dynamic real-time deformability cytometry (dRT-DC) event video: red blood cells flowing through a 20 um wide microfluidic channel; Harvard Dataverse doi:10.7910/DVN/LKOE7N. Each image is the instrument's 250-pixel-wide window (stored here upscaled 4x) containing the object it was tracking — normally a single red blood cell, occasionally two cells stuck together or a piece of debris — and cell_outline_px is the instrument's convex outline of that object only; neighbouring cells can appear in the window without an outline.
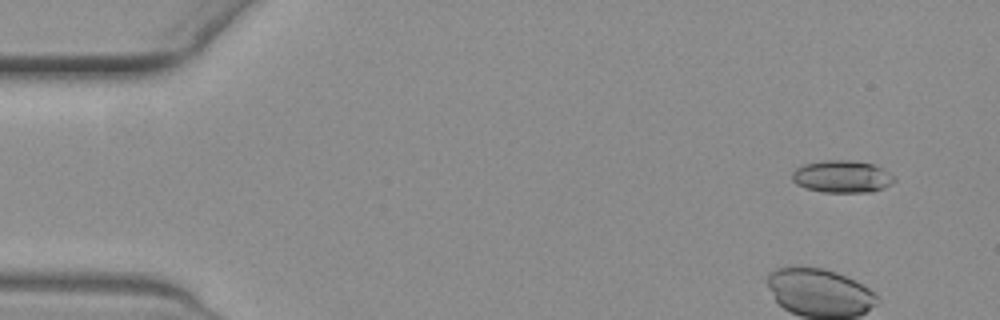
{"species": "common noctule bat (a hibernating species)", "species_latin": "Nyctalus noctula", "temperature_condition": "warm", "stored_images_in_passage": 61, "camera_frame_rate_fps": 3000, "um_per_image_px": 0.085, "animal": {"sex": "female", "body_mass_g": 19.3, "forearm_length_mm": 54.1}, "frame": {"image": 1, "passage_image": 5, "time_ms": 1.333, "image_size_px": [1000, 320], "cell_outline_px": [[896, 180], [892, 184], [884, 188], [872, 192], [824, 192], [804, 188], [796, 184], [792, 180], [792, 172], [796, 168], [804, 164], [824, 160], [848, 160], [872, 164], [884, 168], [896, 176]], "centroid_in_image_um": [71.61, 15.01], "position_along_channel_um": 13.4, "area_um2": 19.48}}